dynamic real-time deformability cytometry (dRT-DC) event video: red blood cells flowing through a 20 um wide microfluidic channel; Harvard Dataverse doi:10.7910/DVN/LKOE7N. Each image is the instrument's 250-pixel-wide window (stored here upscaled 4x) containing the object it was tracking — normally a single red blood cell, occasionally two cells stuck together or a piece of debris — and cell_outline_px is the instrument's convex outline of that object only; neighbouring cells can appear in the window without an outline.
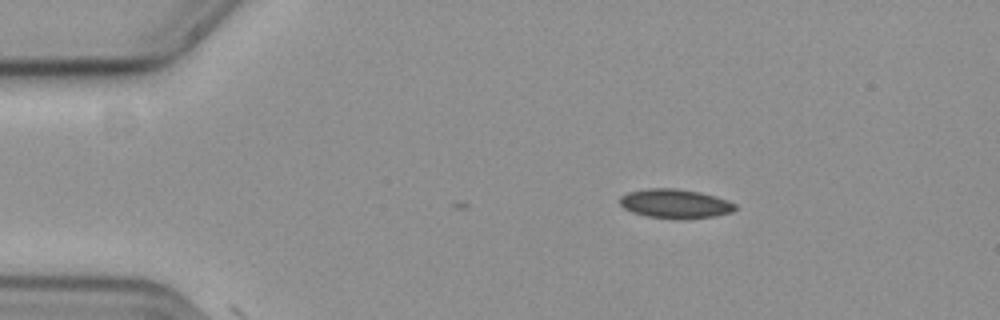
{"species": "common noctule bat (a hibernating species)", "species_latin": "Nyctalus noctula", "temperature_condition": "cold", "stored_images_in_passage": 2, "camera_frame_rate_fps": 3000, "um_per_image_px": 0.085, "animal": {"sex": "female", "body_mass_g": 19.3, "forearm_length_mm": 54.1}, "frame": {"image": 1, "passage_image": 2, "time_ms": 0.333, "image_size_px": [1000, 320], "cell_outline_px": [[736, 208], [732, 212], [712, 216], [688, 220], [680, 220], [648, 216], [632, 212], [624, 208], [620, 204], [620, 196], [628, 192], [648, 188], [676, 188], [696, 192], [728, 200], [736, 204]], "centroid_in_image_um": [57.37, 17.33], "position_along_channel_um": 27.6, "area_um2": 19.59}}